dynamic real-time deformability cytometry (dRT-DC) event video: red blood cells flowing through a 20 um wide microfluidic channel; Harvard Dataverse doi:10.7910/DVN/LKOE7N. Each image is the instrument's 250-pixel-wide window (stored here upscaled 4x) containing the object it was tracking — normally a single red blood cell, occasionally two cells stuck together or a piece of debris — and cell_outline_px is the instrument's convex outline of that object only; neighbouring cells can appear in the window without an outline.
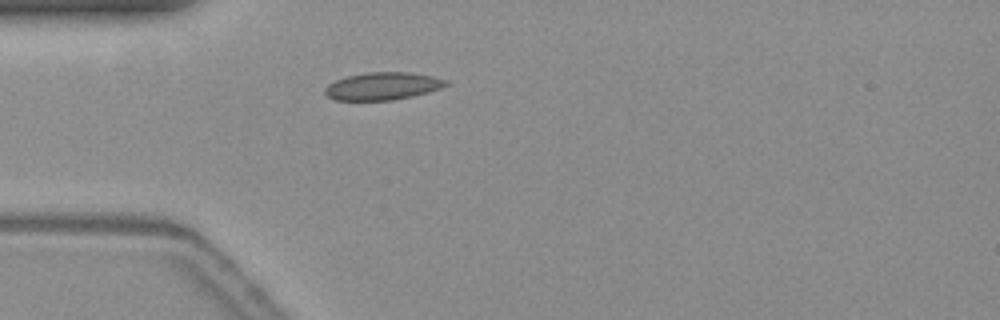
{"species": "common noctule bat (a hibernating species)", "species_latin": "Nyctalus noctula", "temperature_condition": "warm", "stored_images_in_passage": 40, "camera_frame_rate_fps": 3000, "um_per_image_px": 0.085, "animal": {"sex": "female", "body_mass_g": 19.3, "forearm_length_mm": 54.1}, "frame": {"image": 1, "passage_image": 1, "time_ms": 0.0, "image_size_px": [1000, 320], "cell_outline_px": [[448, 84], [440, 88], [428, 92], [412, 96], [392, 100], [332, 100], [324, 92], [324, 88], [328, 84], [336, 80], [348, 76], [368, 72], [408, 72], [432, 76], [448, 80]], "centroid_in_image_um": [32.51, 7.32], "position_along_channel_um": 52.5, "area_um2": 19.36}}
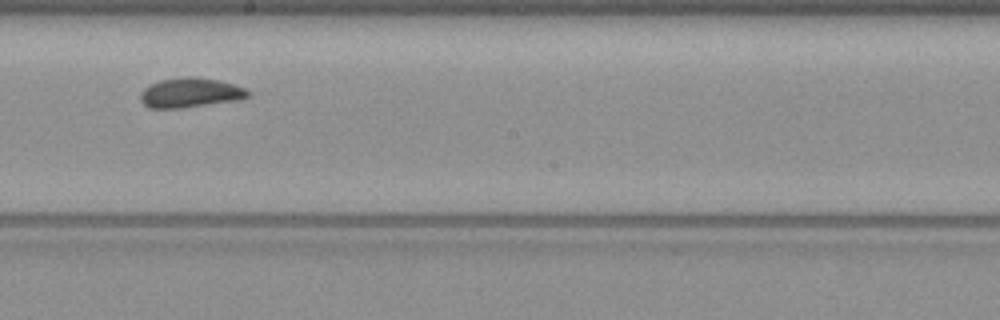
{"frame": {"image": 2, "passage_image": 16, "time_ms": 5.0, "image_size_px": [1000, 320], "cell_outline_px": [[252, 96], [240, 100], [180, 108], [148, 108], [140, 100], [140, 92], [144, 88], [160, 80], [184, 76], [196, 76], [220, 80], [244, 88]], "centroid_in_image_um": [16.18, 7.88], "position_along_channel_um": 232.0, "area_um2": 18.73}}
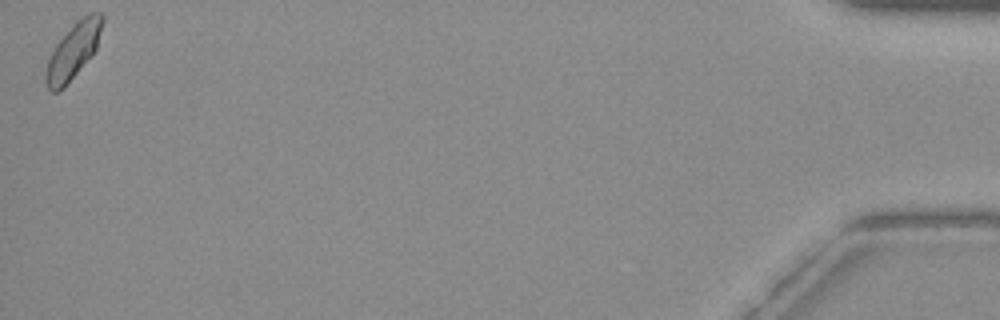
{"frame": {"image": 3, "passage_image": 40, "time_ms": 13.0, "image_size_px": [1000, 320], "cell_outline_px": [[104, 20], [96, 48], [64, 88], [56, 92], [52, 92], [48, 88], [44, 80], [44, 72], [48, 60], [56, 44], [84, 16], [92, 12], [104, 12]], "centroid_in_image_um": [6.22, 4.36], "position_along_channel_um": 429.0, "area_um2": 17.74}}